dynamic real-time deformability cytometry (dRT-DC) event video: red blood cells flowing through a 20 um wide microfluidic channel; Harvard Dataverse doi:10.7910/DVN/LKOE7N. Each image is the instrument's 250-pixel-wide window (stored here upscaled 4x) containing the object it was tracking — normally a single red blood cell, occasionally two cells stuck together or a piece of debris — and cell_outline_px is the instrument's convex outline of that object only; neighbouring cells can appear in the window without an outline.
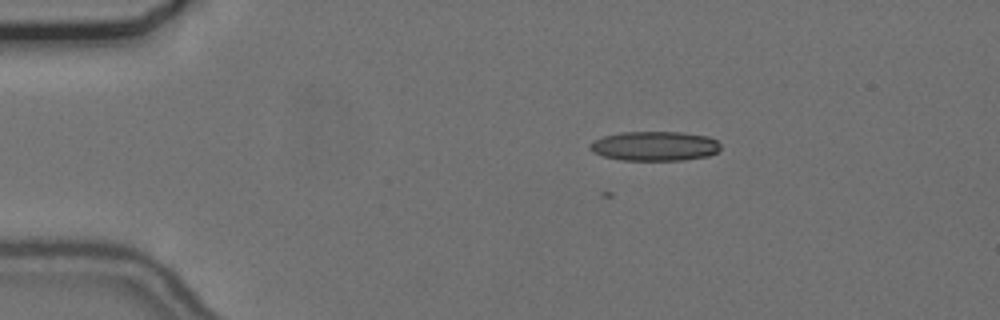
{"species": "common noctule bat (a hibernating species)", "species_latin": "Nyctalus noctula", "temperature_condition": "cold", "stored_images_in_passage": 5, "camera_frame_rate_fps": 3000, "um_per_image_px": 0.085, "animal": {"sex": "female", "body_mass_g": 24.6, "forearm_length_mm": 56.2}, "frame": {"image": 1, "passage_image": 5, "time_ms": 1.333, "image_size_px": [1000, 320], "cell_outline_px": [[720, 148], [716, 152], [708, 156], [684, 160], [620, 160], [604, 156], [592, 152], [588, 148], [588, 144], [592, 140], [604, 136], [620, 132], [680, 132], [708, 136], [716, 140], [720, 144]], "centroid_in_image_um": [55.61, 12.41], "position_along_channel_um": 29.4, "area_um2": 22.6}}